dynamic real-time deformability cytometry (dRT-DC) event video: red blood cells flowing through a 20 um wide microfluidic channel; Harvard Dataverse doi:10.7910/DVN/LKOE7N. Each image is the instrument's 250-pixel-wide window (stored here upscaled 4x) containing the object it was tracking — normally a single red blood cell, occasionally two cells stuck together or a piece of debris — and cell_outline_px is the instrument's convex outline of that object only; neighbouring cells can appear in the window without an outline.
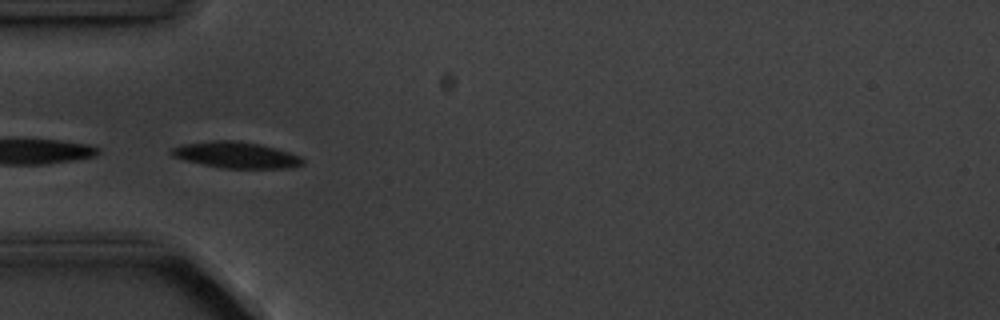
{"species": "common noctule bat (a hibernating species)", "species_latin": "Nyctalus noctula", "temperature_condition": "cold", "stored_images_in_passage": 5, "camera_frame_rate_fps": 3000, "um_per_image_px": 0.085, "animal": {"sex": "male", "body_mass_g": 20.1, "forearm_length_mm": 53.5}, "frame": {"image": 1, "passage_image": 4, "time_ms": 4.333, "image_size_px": [1000, 320], "cell_outline_px": [[304, 164], [288, 168], [224, 168], [184, 160], [172, 156], [168, 152], [172, 148], [180, 144], [212, 140], [236, 140], [260, 144], [288, 152], [300, 156], [304, 160]], "centroid_in_image_um": [20.03, 13.16], "position_along_channel_um": 65.0, "area_um2": 20.06}}